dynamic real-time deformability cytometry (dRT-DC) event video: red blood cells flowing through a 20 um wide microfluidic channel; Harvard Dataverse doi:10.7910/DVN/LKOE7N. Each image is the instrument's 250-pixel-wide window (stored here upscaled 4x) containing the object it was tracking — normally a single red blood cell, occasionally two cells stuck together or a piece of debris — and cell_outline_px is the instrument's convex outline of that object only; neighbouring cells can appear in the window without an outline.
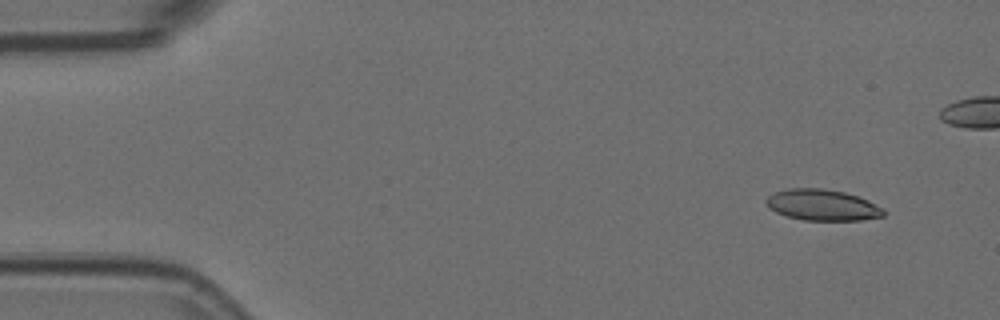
{"species": "Egyptian fruit bat (a non-hibernating species)", "species_latin": "Rousettus aegyptiacus", "temperature_condition": "room temperature", "stored_images_in_passage": 5, "camera_frame_rate_fps": 3000, "um_per_image_px": 0.085, "animal": {"sex": "female"}, "frame": {"image": 1, "passage_image": 1, "time_ms": 0.0, "image_size_px": [1000, 320], "cell_outline_px": [[884, 216], [860, 220], [804, 220], [788, 216], [776, 212], [768, 208], [764, 200], [768, 196], [776, 192], [788, 188], [824, 188], [844, 192], [860, 196], [884, 208]], "centroid_in_image_um": [69.91, 17.42], "position_along_channel_um": 15.1, "area_um2": 21.39}}
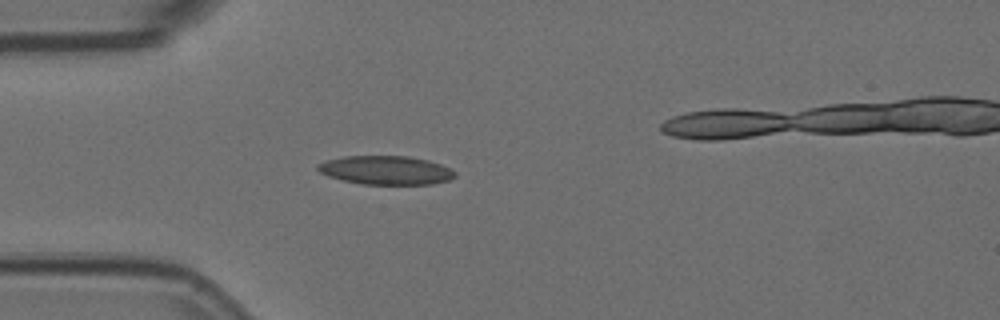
{"frame": {"image": 2, "passage_image": 4, "time_ms": 1.0, "image_size_px": [1000, 320], "cell_outline_px": [[456, 176], [448, 180], [432, 184], [360, 184], [328, 176], [320, 172], [316, 168], [316, 164], [324, 160], [344, 156], [408, 156], [428, 160], [440, 164], [456, 172]], "centroid_in_image_um": [32.76, 14.46], "position_along_channel_um": 52.2, "area_um2": 23.0}}